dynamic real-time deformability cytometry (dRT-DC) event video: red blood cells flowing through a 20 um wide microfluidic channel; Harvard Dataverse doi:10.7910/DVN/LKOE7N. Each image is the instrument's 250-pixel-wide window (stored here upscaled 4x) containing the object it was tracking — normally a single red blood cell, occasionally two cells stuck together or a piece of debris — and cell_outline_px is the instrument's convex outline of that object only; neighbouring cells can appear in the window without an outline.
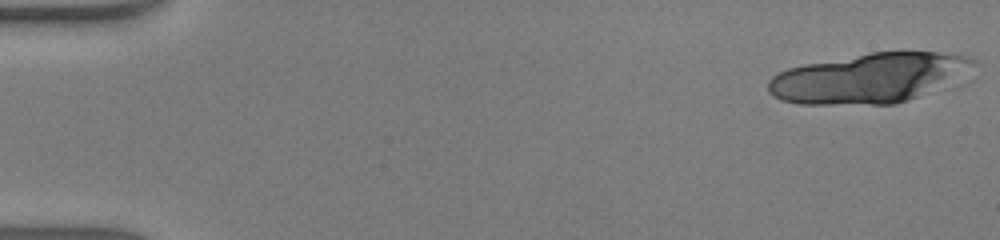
{"species": "human", "species_latin": "Homo sapiens", "temperature_condition": "warm", "stored_images_in_passage": 35, "segment_of_instrument_passage": [1, 2], "camera_frame_rate_fps": 3000, "um_per_image_px": 0.085, "donor": {"sex": "male"}, "frame": {"image": 1, "passage_image": 1, "time_ms": 0.0, "image_size_px": [1000, 240], "cell_outline_px": [[980, 64], [908, 100], [896, 104], [800, 104], [780, 100], [772, 96], [768, 92], [768, 80], [772, 76], [788, 68], [804, 64], [868, 52], [904, 48], [936, 52], [964, 56]], "centroid_in_image_um": [73.76, 6.59], "position_along_channel_um": 11.2, "area_um2": 59.3}}